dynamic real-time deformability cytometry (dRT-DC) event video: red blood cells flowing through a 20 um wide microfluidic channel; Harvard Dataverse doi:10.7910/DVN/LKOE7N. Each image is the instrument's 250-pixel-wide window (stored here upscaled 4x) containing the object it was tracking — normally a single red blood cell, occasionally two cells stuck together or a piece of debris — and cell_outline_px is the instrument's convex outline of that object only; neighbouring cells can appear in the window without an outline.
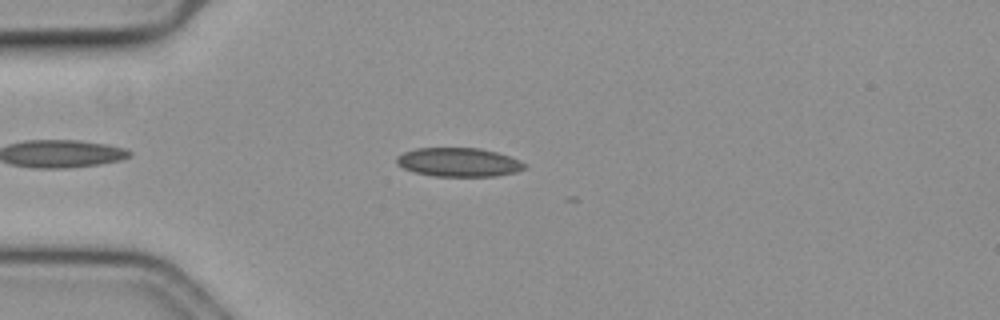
{"species": "common noctule bat (a hibernating species)", "species_latin": "Nyctalus noctula", "temperature_condition": "cold", "stored_images_in_passage": 5, "camera_frame_rate_fps": 3000, "um_per_image_px": 0.085, "animal": {"sex": "female", "body_mass_g": 19.3, "forearm_length_mm": 54.1}, "frame": {"image": 1, "passage_image": 2, "time_ms": 0.333, "image_size_px": [1000, 320], "cell_outline_px": [[528, 168], [516, 172], [496, 176], [432, 176], [412, 172], [396, 164], [396, 156], [404, 152], [416, 148], [480, 148], [496, 152], [508, 156], [528, 164]], "centroid_in_image_um": [38.98, 13.79], "position_along_channel_um": 46.0, "area_um2": 21.68}}